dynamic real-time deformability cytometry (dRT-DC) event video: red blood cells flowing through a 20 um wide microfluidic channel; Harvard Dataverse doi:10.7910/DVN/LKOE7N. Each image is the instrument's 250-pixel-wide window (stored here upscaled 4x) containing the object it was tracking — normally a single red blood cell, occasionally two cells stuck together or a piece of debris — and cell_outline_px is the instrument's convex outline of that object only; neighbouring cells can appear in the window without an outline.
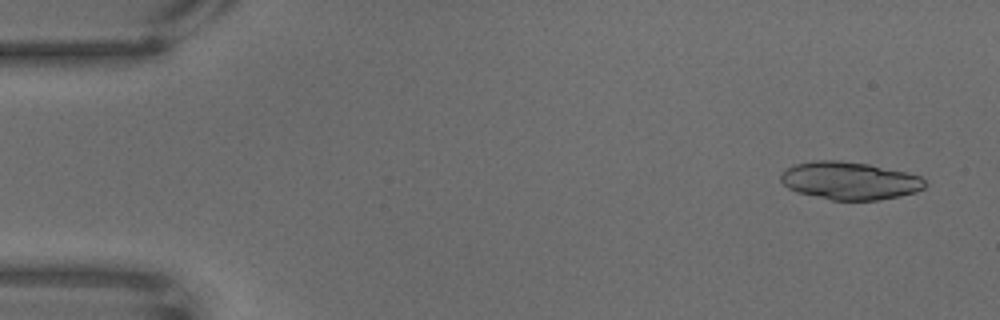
{"species": "common noctule bat (a hibernating species)", "species_latin": "Nyctalus noctula", "temperature_condition": "warm", "stored_images_in_passage": 67, "camera_frame_rate_fps": 3000, "um_per_image_px": 0.085, "animal": {"sex": "male", "body_mass_g": 18.8}, "frame": {"image": 1, "passage_image": 4, "time_ms": 1.0, "image_size_px": [1000, 320], "cell_outline_px": [[924, 188], [916, 192], [900, 196], [876, 200], [832, 200], [796, 192], [788, 188], [780, 180], [780, 176], [792, 164], [812, 160], [840, 160], [868, 164], [904, 172], [920, 176], [924, 180]], "centroid_in_image_um": [72.18, 15.35], "position_along_channel_um": 12.8, "area_um2": 31.67}}